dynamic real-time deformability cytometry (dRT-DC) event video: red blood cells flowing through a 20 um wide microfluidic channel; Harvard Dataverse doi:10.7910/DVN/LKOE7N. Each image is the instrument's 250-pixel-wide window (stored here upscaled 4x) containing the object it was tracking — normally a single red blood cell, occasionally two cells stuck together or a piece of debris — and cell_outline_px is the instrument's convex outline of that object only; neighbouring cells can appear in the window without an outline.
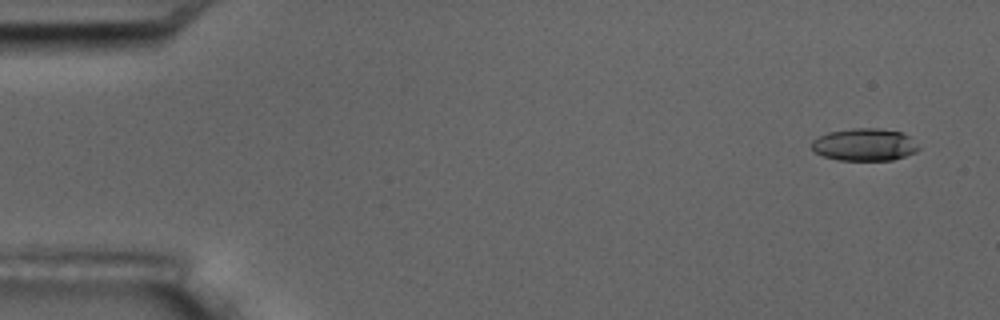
{"species": "common noctule bat (a hibernating species)", "species_latin": "Nyctalus noctula", "temperature_condition": "room temperature", "stored_images_in_passage": 5, "camera_frame_rate_fps": 3000, "um_per_image_px": 0.085, "animal": {"sex": "male", "body_mass_g": 17.5, "forearm_length_mm": 52.3}, "frame": {"image": 1, "passage_image": 1, "time_ms": 0.0, "image_size_px": [1000, 320], "cell_outline_px": [[920, 148], [916, 152], [892, 160], [836, 160], [812, 152], [812, 140], [828, 132], [852, 128], [880, 128], [900, 132], [908, 136]], "centroid_in_image_um": [73.45, 12.3], "position_along_channel_um": 11.6, "area_um2": 20.17}}
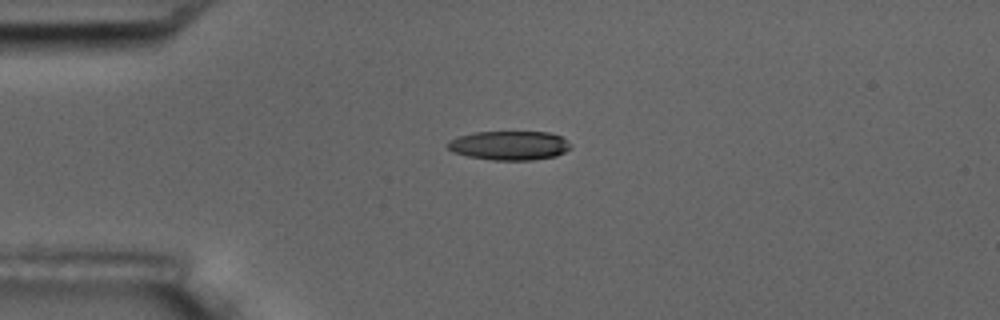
{"frame": {"image": 2, "passage_image": 4, "time_ms": 3.667, "image_size_px": [1000, 320], "cell_outline_px": [[572, 148], [556, 156], [532, 160], [492, 160], [468, 156], [452, 152], [444, 144], [448, 140], [460, 136], [476, 132], [548, 132], [560, 136]], "centroid_in_image_um": [43.25, 12.37], "position_along_channel_um": 41.8, "area_um2": 20.81}}